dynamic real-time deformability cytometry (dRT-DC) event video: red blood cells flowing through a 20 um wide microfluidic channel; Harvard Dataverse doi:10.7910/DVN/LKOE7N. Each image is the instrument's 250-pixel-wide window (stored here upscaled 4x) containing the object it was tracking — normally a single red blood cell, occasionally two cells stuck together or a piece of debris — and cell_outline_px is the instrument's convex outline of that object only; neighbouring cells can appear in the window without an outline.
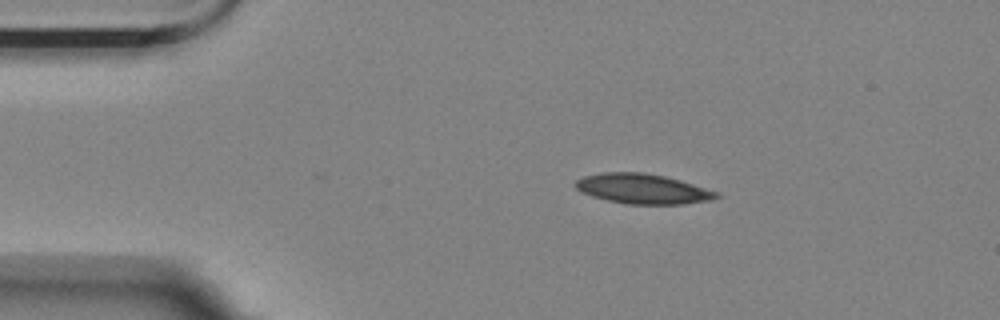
{"species": "Egyptian fruit bat (a non-hibernating species)", "species_latin": "Rousettus aegyptiacus", "temperature_condition": "room temperature", "stored_images_in_passage": 8, "camera_frame_rate_fps": 3000, "um_per_image_px": 0.085, "animal": {"sex": "female"}, "frame": {"image": 1, "passage_image": 2, "time_ms": 0.333, "image_size_px": [1000, 320], "cell_outline_px": [[720, 196], [712, 200], [684, 204], [624, 204], [592, 196], [580, 192], [572, 184], [576, 180], [584, 176], [604, 172], [644, 172], [664, 176], [680, 180], [720, 192]], "centroid_in_image_um": [54.63, 16.05], "position_along_channel_um": 30.4, "area_um2": 24.8}}
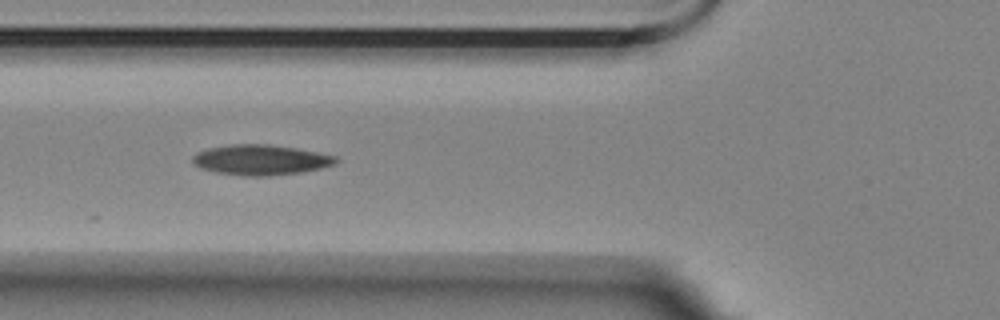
{"frame": {"image": 2, "passage_image": 5, "time_ms": 1.333, "image_size_px": [1000, 320], "cell_outline_px": [[340, 160], [336, 164], [320, 168], [300, 172], [268, 176], [240, 176], [216, 172], [200, 168], [192, 164], [192, 156], [196, 152], [208, 148], [228, 144], [268, 144], [296, 148], [336, 156]], "centroid_in_image_um": [22.12, 13.59], "position_along_channel_um": 103.7, "area_um2": 25.49}}
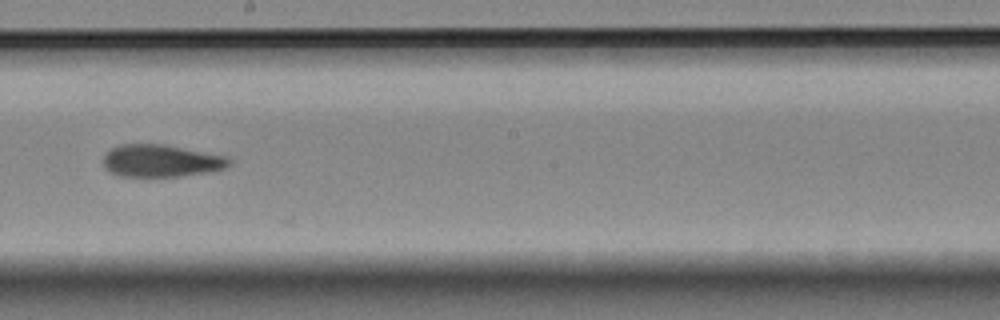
{"frame": {"image": 3, "passage_image": 8, "time_ms": 2.333, "image_size_px": [1000, 320], "cell_outline_px": [[232, 164], [224, 168], [208, 172], [180, 176], [120, 176], [108, 172], [104, 164], [104, 156], [112, 148], [120, 144], [164, 144], [228, 156], [232, 160]], "centroid_in_image_um": [13.72, 13.66], "position_along_channel_um": 234.5, "area_um2": 23.76}}